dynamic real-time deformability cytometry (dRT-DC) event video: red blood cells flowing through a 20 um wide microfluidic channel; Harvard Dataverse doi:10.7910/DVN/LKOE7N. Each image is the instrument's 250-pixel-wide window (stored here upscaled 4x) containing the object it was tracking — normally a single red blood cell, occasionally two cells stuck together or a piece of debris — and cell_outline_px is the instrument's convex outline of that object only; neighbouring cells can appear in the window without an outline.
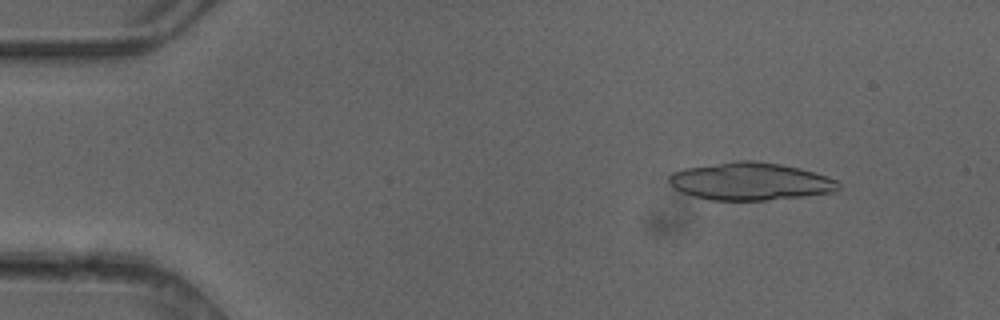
{"species": "common noctule bat (a hibernating species)", "species_latin": "Nyctalus noctula", "temperature_condition": "cold", "stored_images_in_passage": 4, "camera_frame_rate_fps": 3000, "um_per_image_px": 0.085, "animal": {"sex": "female"}, "frame": {"image": 1, "passage_image": 2, "time_ms": 0.333, "image_size_px": [1000, 320], "cell_outline_px": [[840, 188], [836, 192], [768, 200], [712, 200], [692, 196], [676, 188], [668, 180], [668, 176], [672, 172], [684, 168], [736, 160], [752, 160], [780, 164], [800, 168], [836, 180], [840, 184]], "centroid_in_image_um": [63.77, 15.41], "position_along_channel_um": 21.2, "area_um2": 36.99}}